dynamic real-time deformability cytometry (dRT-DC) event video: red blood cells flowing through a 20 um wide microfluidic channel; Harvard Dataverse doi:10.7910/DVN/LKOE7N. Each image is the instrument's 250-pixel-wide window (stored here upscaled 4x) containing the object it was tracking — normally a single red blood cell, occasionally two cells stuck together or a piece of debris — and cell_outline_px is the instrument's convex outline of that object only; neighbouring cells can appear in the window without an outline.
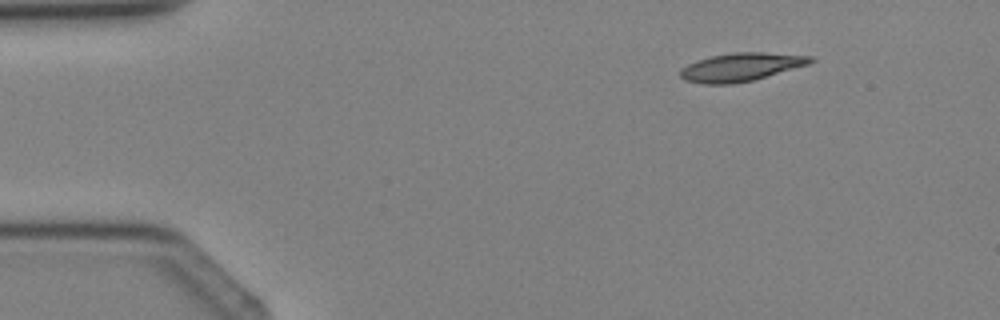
{"species": "Egyptian fruit bat (a non-hibernating species)", "species_latin": "Rousettus aegyptiacus", "temperature_condition": "cold", "stored_images_in_passage": 3, "camera_frame_rate_fps": 3000, "um_per_image_px": 0.085, "animal": {"sex": "female"}, "frame": {"image": 1, "passage_image": 3, "time_ms": 2.333, "image_size_px": [1000, 320], "cell_outline_px": [[816, 60], [808, 64], [752, 80], [732, 84], [704, 84], [684, 80], [680, 76], [680, 68], [688, 64], [712, 56], [732, 52], [764, 52], [812, 56]], "centroid_in_image_um": [62.97, 5.7], "position_along_channel_um": 22.0, "area_um2": 21.21}}